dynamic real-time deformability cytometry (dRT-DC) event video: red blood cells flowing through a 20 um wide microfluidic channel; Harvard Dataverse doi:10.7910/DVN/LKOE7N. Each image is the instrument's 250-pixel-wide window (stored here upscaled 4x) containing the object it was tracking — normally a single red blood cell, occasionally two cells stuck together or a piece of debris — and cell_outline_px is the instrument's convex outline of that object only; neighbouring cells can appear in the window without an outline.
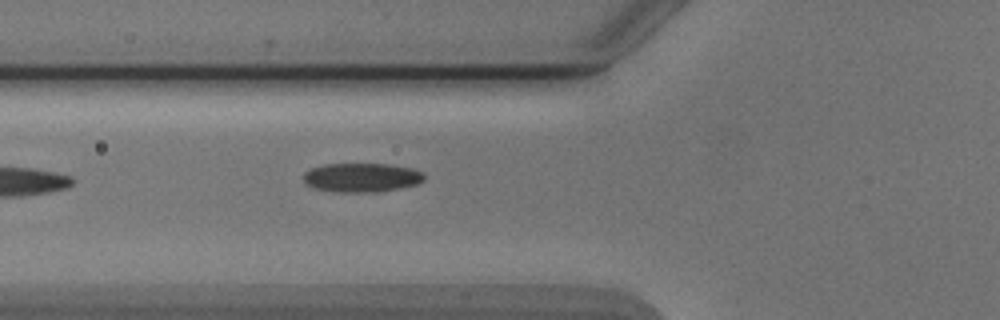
{"species": "Egyptian fruit bat (a non-hibernating species)", "species_latin": "Rousettus aegyptiacus", "temperature_condition": "cold", "stored_images_in_passage": 2, "camera_frame_rate_fps": 3000, "um_per_image_px": 0.085, "animal": {"sex": "male"}, "frame": {"image": 1, "passage_image": 2, "time_ms": 1.333, "image_size_px": [1000, 320], "cell_outline_px": [[424, 180], [416, 184], [400, 188], [380, 192], [340, 192], [312, 188], [304, 184], [304, 172], [312, 168], [324, 164], [392, 164], [412, 168], [424, 172]], "centroid_in_image_um": [30.74, 15.09], "position_along_channel_um": 95.1, "area_um2": 20.63}}